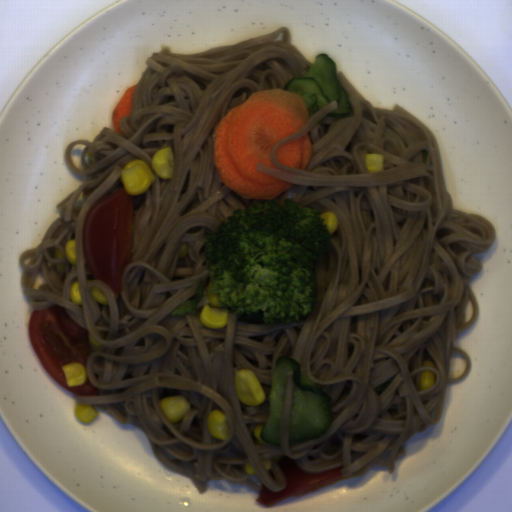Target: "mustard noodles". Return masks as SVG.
<instances>
[{
	"label": "mustard noodles",
	"instance_id": "1",
	"mask_svg": "<svg viewBox=\"0 0 512 512\" xmlns=\"http://www.w3.org/2000/svg\"><path fill=\"white\" fill-rule=\"evenodd\" d=\"M132 97L123 133L103 127L93 141L77 139L64 152L66 165L82 184L55 206L59 215L40 244L19 257L20 286L33 311L64 307L84 330L90 354L93 396H77L119 424L139 428L151 452L169 471L192 481L201 495L207 482L224 479L281 492L287 479L278 462L288 456L307 474L342 466L341 476L357 478L371 466L393 473L404 444L439 423L448 386L464 382L472 369L457 335L479 317L471 286L483 271L474 254L491 249L496 227L484 215L454 207L434 133L402 106H373L343 71L336 77L348 93L351 114L328 116L331 101L299 130L276 142L269 153L275 168L255 170L290 188L276 196L321 213L333 211L338 227L328 252L315 263L317 302L298 322L268 324L263 313L234 314L226 326L210 329L200 320L211 283L205 237L238 209L244 199L220 177L214 161L216 130L223 117L251 94L284 89L313 64L292 44L291 28L197 54L171 52L163 45L147 61ZM308 131L313 156L306 169L283 166L275 152ZM77 143H86L82 167L71 161ZM167 146L175 153L171 180L133 196V253L121 294L95 280L86 266L82 233L86 213L100 198L123 188L119 175L132 159L146 161ZM383 154L385 170L370 173L365 154ZM152 169V168H151ZM76 239L77 268L65 256ZM55 247L64 259H54ZM66 265L59 274L56 265ZM41 269L46 283L33 288ZM79 280L83 305L69 297ZM98 286L109 304L95 301ZM474 305L464 324V310ZM467 360L461 377L449 378V359ZM280 355L295 358L313 382L333 396L327 433L289 445L288 422L294 386L287 372L282 445H257L255 425L269 414L272 372ZM425 359L437 368L422 366ZM255 372L266 393L259 406L236 396L233 374ZM437 374L420 391L421 371ZM184 395L190 411L177 423L159 401ZM225 414L226 440L213 438L206 418ZM270 459L265 470L261 460ZM249 461L257 475H247Z\"/></svg>",
	"mask_w": 512,
	"mask_h": 512
}]
</instances>
